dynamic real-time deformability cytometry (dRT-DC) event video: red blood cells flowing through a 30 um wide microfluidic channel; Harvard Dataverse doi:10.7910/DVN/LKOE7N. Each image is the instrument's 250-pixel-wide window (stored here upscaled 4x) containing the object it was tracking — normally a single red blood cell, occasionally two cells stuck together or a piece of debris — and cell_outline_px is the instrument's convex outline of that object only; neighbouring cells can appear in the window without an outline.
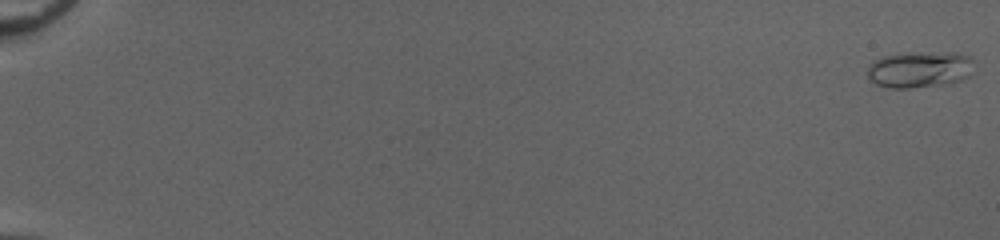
{"species": "common noctule bat (a hibernating species)", "species_latin": "Nyctalus noctula", "temperature_condition": "cold", "stored_images_in_passage": 54, "camera_frame_rate_fps": 3000, "um_per_image_px": 0.085, "animal": {"sex": "female", "body_mass_g": 20.0, "forearm_length_mm": 54.0}, "frame": {"image": 1, "passage_image": 1, "time_ms": 0.0, "image_size_px": [1000, 240], "cell_outline_px": [[972, 60], [968, 76], [960, 80], [948, 84], [912, 88], [888, 88], [876, 84], [868, 76], [868, 64], [884, 56], [948, 52], [956, 52], [972, 56]], "centroid_in_image_um": [78.17, 5.93], "position_along_channel_um": 6.8, "area_um2": 22.14}}
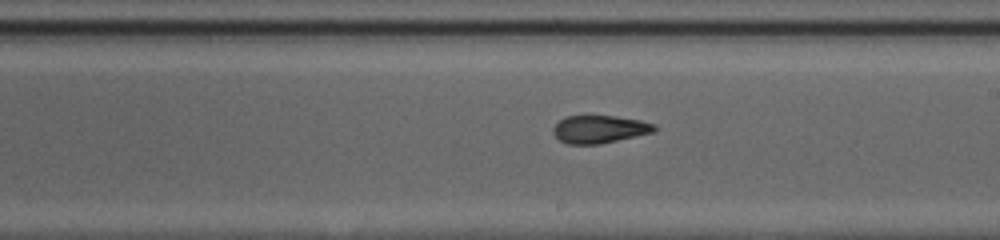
{"frame": {"image": 2, "passage_image": 34, "time_ms": 11.0, "image_size_px": [1000, 240], "cell_outline_px": [[660, 128], [652, 132], [636, 136], [600, 144], [568, 144], [560, 140], [552, 132], [552, 128], [560, 120], [568, 116], [588, 112], [616, 116], [640, 120], [656, 124]], "centroid_in_image_um": [50.95, 10.93], "position_along_channel_um": 238.0, "area_um2": 17.05}}
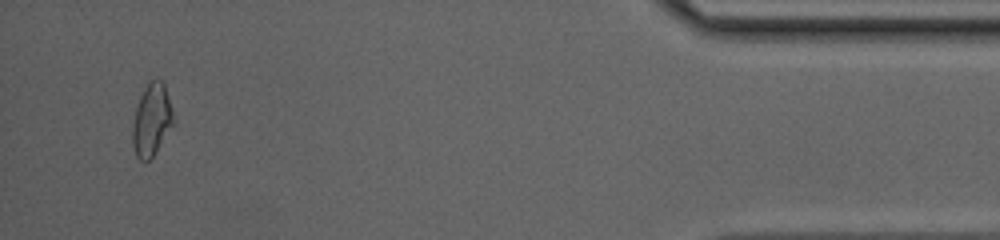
{"frame": {"image": 3, "passage_image": 52, "time_ms": 17.0, "image_size_px": [1000, 240], "cell_outline_px": [[176, 120], [156, 152], [144, 164], [136, 156], [132, 144], [132, 124], [136, 108], [140, 96], [148, 80], [156, 76], [164, 80], [176, 116]], "centroid_in_image_um": [12.93, 10.12], "position_along_channel_um": 422.3, "area_um2": 18.03}, "authors_computed_cell_mechanics": {"area_um2": 17.0799, "velocity_mm_per_s": 4.0839, "shape_relaxation_time_tau1_ms": null, "shape_relaxation_time_tau2_ms": 1.1315, "deformation_change_tau1": null, "deformation_change_tau2": 0.0856}}